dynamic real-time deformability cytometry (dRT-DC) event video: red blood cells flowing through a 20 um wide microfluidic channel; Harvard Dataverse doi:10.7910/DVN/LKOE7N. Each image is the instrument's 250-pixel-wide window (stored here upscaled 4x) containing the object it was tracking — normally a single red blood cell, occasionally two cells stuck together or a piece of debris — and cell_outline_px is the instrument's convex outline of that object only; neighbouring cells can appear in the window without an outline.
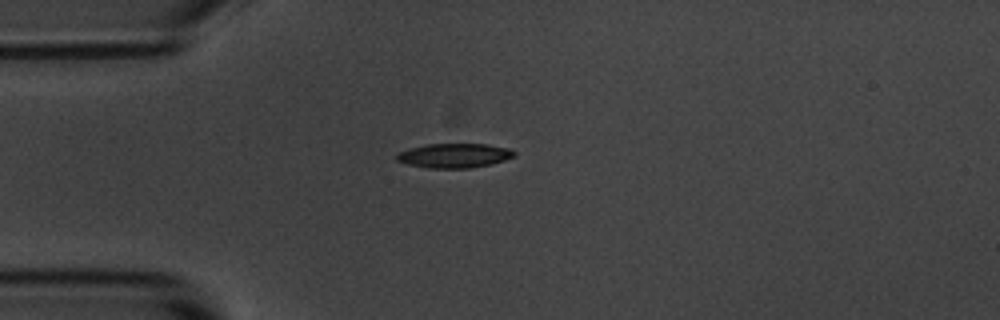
{"species": "common noctule bat (a hibernating species)", "species_latin": "Nyctalus noctula", "temperature_condition": "room temperature", "stored_images_in_passage": 1, "camera_frame_rate_fps": 3000, "um_per_image_px": 0.085, "animal": {"sex": "male", "body_mass_g": 20.1, "forearm_length_mm": 53.5}, "frame": {"image": 1, "passage_image": 1, "time_ms": 0.0, "image_size_px": [1000, 320], "cell_outline_px": [[516, 156], [492, 164], [468, 168], [428, 168], [408, 164], [396, 160], [396, 156], [400, 152], [412, 148], [428, 144], [488, 144], [508, 148], [516, 152]], "centroid_in_image_um": [38.66, 13.23], "position_along_channel_um": 46.3, "area_um2": 16.59}}